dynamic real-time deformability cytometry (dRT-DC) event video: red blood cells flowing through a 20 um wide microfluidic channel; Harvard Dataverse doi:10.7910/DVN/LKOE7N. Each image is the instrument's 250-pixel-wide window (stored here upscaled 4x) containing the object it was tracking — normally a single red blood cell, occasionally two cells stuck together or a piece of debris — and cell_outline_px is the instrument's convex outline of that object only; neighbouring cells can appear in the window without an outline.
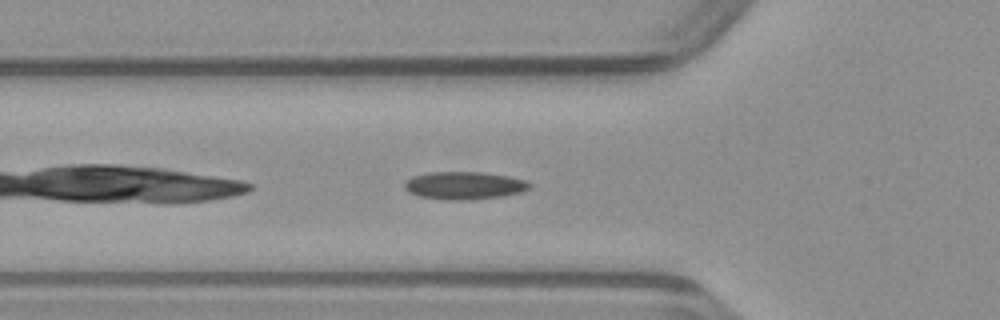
{"species": "common noctule bat (a hibernating species)", "species_latin": "Nyctalus noctula", "temperature_condition": "warm", "stored_images_in_passage": 29, "camera_frame_rate_fps": 3000, "um_per_image_px": 0.085, "animal": {"sex": "male", "body_mass_g": 23.1, "forearm_length_mm": 52.7}, "frame": {"image": 1, "passage_image": 3, "time_ms": 0.667, "image_size_px": [1000, 320], "cell_outline_px": [[532, 188], [520, 192], [504, 196], [468, 200], [448, 200], [420, 196], [408, 192], [404, 188], [404, 184], [412, 176], [428, 172], [480, 172], [508, 176], [524, 180], [532, 184]], "centroid_in_image_um": [39.47, 15.77], "position_along_channel_um": 86.3, "area_um2": 20.23}}
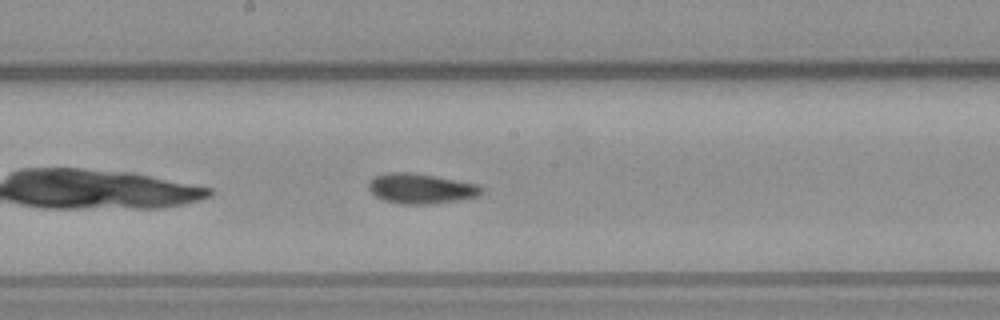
{"frame": {"image": 2, "passage_image": 12, "time_ms": 3.667, "image_size_px": [1000, 320], "cell_outline_px": [[484, 192], [480, 196], [464, 200], [432, 204], [400, 204], [384, 200], [376, 196], [368, 188], [368, 184], [372, 176], [384, 172], [408, 172], [480, 184], [484, 188]], "centroid_in_image_um": [35.82, 16.03], "position_along_channel_um": 212.4, "area_um2": 20.17}}
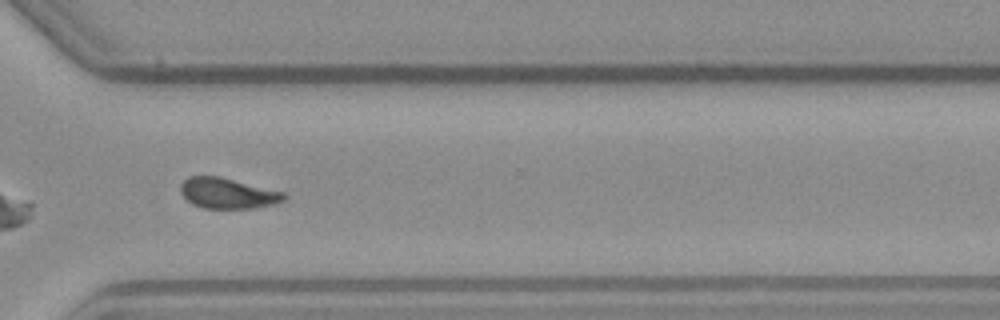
{"frame": {"image": 3, "passage_image": 22, "time_ms": 7.0, "image_size_px": [1000, 320], "cell_outline_px": [[288, 196], [284, 200], [272, 204], [256, 208], [204, 208], [192, 204], [180, 192], [180, 184], [188, 176], [220, 176], [284, 192]], "centroid_in_image_um": [19.35, 16.42], "position_along_channel_um": 351.3, "area_um2": 18.44}}